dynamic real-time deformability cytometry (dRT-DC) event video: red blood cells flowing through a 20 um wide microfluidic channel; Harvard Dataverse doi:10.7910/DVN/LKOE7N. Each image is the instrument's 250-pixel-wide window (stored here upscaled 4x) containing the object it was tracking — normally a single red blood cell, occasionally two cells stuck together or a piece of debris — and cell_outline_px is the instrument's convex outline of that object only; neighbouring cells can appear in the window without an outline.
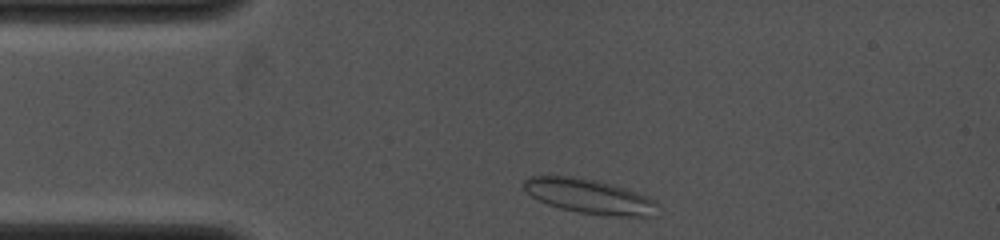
{"species": "common noctule bat (a hibernating species)", "species_latin": "Nyctalus noctula", "temperature_condition": "cold", "stored_images_in_passage": 31, "camera_frame_rate_fps": 4000, "um_per_image_px": 0.085, "animal": {"sex": "female", "body_mass_g": 19.0, "forearm_length_mm": 53.3}, "frame": {"image": 1, "passage_image": 2, "time_ms": 0.25, "image_size_px": [1000, 240], "cell_outline_px": [[656, 216], [612, 216], [576, 212], [560, 208], [548, 204], [532, 196], [524, 188], [524, 180], [528, 176], [572, 176], [596, 180], [612, 184], [648, 196], [656, 200]], "centroid_in_image_um": [50.11, 16.69], "position_along_channel_um": 34.9, "area_um2": 26.82}}
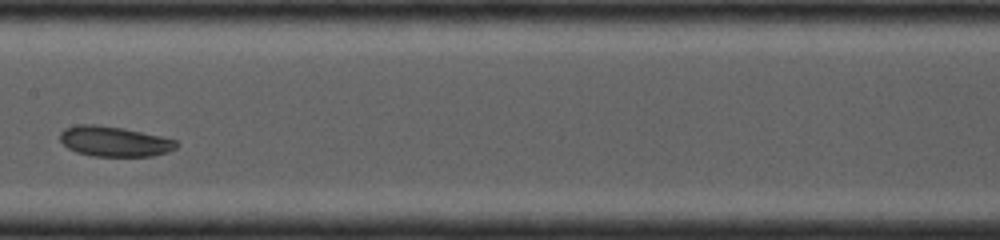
{"frame": {"image": 2, "passage_image": 18, "time_ms": 4.75, "image_size_px": [1000, 240], "cell_outline_px": [[180, 144], [176, 148], [168, 152], [152, 156], [92, 156], [76, 152], [68, 148], [60, 140], [60, 132], [64, 128], [76, 124], [96, 124], [124, 128], [180, 140]], "centroid_in_image_um": [9.75, 12.01], "position_along_channel_um": 197.7, "area_um2": 20.81}}
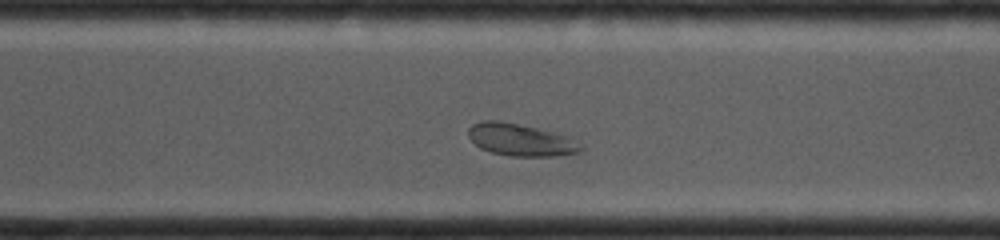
{"frame": {"image": 3, "passage_image": 30, "time_ms": 7.75, "image_size_px": [1000, 240], "cell_outline_px": [[584, 148], [580, 152], [556, 156], [508, 156], [492, 152], [480, 148], [468, 136], [468, 128], [472, 124], [480, 120], [500, 120], [572, 136], [584, 144]], "centroid_in_image_um": [44.31, 11.88], "position_along_channel_um": 326.3, "area_um2": 21.5}}